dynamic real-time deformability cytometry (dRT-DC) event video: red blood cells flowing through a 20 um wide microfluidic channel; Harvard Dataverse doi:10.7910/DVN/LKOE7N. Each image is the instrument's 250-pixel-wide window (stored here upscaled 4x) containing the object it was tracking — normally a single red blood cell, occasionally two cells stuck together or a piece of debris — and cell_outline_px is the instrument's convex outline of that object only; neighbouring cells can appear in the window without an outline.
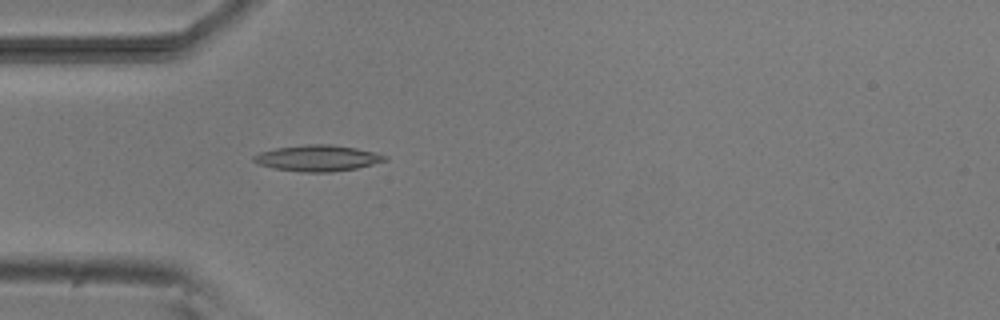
{"species": "common noctule bat (a hibernating species)", "species_latin": "Nyctalus noctula", "temperature_condition": "room temperature", "stored_images_in_passage": 4, "camera_frame_rate_fps": 3000, "um_per_image_px": 0.085, "animal": {"sex": "male", "body_mass_g": 20.5, "forearm_length_mm": 52.5}, "frame": {"image": 1, "passage_image": 4, "time_ms": 3.333, "image_size_px": [1000, 320], "cell_outline_px": [[388, 160], [356, 168], [332, 172], [304, 172], [276, 168], [260, 164], [252, 160], [252, 156], [260, 152], [276, 148], [308, 144], [332, 144], [356, 148], [376, 152], [388, 156]], "centroid_in_image_um": [27.04, 13.43], "position_along_channel_um": 58.0, "area_um2": 19.83}}